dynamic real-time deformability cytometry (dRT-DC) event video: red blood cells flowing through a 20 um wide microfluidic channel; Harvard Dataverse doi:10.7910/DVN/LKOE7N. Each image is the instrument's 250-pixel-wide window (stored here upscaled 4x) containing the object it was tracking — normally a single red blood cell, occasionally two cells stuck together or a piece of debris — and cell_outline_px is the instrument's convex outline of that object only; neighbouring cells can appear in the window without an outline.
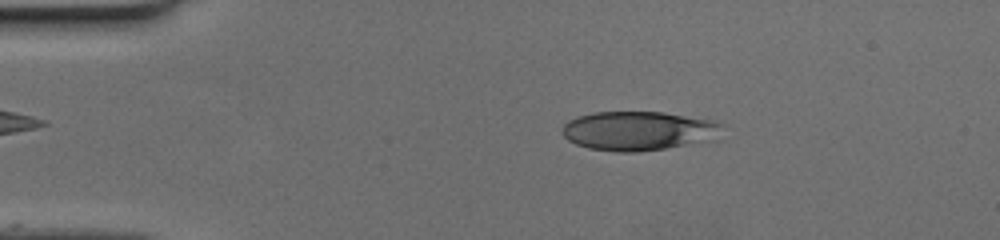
{"species": "human", "species_latin": "Homo sapiens", "temperature_condition": "cold", "stored_images_in_passage": 50, "camera_frame_rate_fps": 3000, "um_per_image_px": 0.085, "donor": {"sex": "female"}, "frame": {"image": 1, "passage_image": 9, "time_ms": 2.667, "image_size_px": [1000, 240], "cell_outline_px": [[728, 124], [716, 140], [664, 148], [636, 152], [616, 152], [588, 148], [576, 144], [568, 140], [564, 136], [560, 128], [568, 120], [592, 112], [664, 112], [716, 120]], "centroid_in_image_um": [54.36, 11.11], "position_along_channel_um": 30.6, "area_um2": 37.17}}
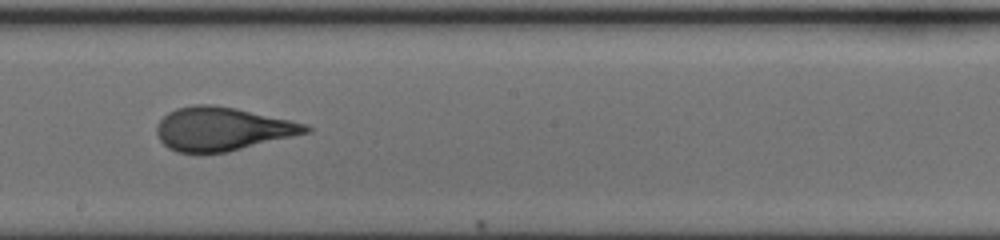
{"frame": {"image": 2, "passage_image": 28, "time_ms": 9.0, "image_size_px": [1000, 240], "cell_outline_px": [[312, 132], [228, 152], [176, 152], [168, 148], [160, 140], [156, 132], [156, 124], [168, 112], [176, 108], [192, 104], [212, 104], [236, 108], [308, 124], [312, 128]], "centroid_in_image_um": [18.91, 10.95], "position_along_channel_um": 229.3, "area_um2": 37.97}}
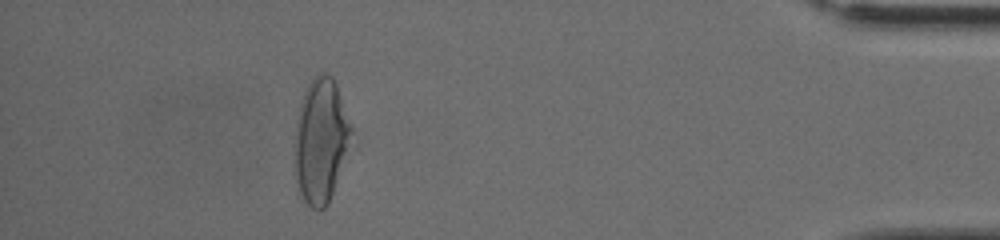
{"frame": {"image": 3, "passage_image": 45, "time_ms": 14.667, "image_size_px": [1000, 240], "cell_outline_px": [[352, 132], [328, 204], [324, 208], [312, 208], [304, 200], [300, 192], [296, 180], [296, 120], [300, 104], [304, 92], [308, 84], [320, 72], [324, 72], [332, 76], [336, 84], [352, 128]], "centroid_in_image_um": [27.25, 11.9], "position_along_channel_um": 407.9, "area_um2": 39.65}}